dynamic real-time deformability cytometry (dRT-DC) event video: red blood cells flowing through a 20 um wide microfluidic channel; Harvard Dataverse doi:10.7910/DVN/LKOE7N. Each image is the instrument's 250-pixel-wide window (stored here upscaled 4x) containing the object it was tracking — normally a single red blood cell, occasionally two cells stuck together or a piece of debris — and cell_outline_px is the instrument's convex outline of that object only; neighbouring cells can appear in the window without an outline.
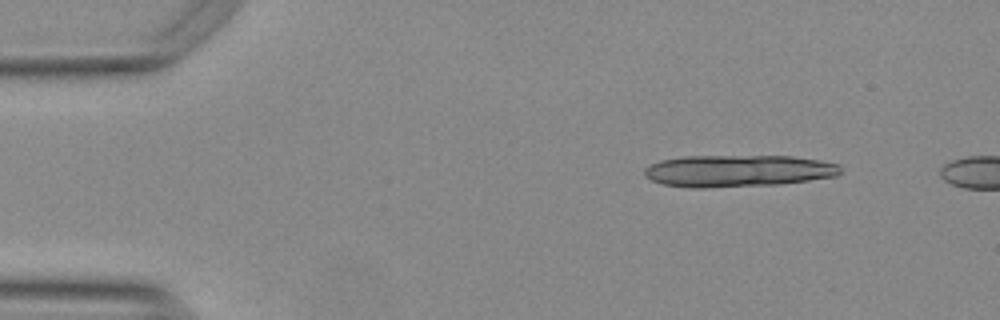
{"species": "Egyptian fruit bat (a non-hibernating species)", "species_latin": "Rousettus aegyptiacus", "temperature_condition": "warm", "stored_images_in_passage": 5, "camera_frame_rate_fps": 3000, "um_per_image_px": 0.085, "animal": {"sex": "female"}, "frame": {"image": 1, "passage_image": 1, "time_ms": 0.0, "image_size_px": [1000, 320], "cell_outline_px": [[840, 172], [836, 176], [808, 180], [776, 184], [704, 188], [692, 188], [664, 184], [652, 180], [644, 172], [644, 168], [660, 160], [684, 156], [792, 156], [820, 160], [840, 164]], "centroid_in_image_um": [62.74, 14.51], "position_along_channel_um": 22.3, "area_um2": 36.3}}